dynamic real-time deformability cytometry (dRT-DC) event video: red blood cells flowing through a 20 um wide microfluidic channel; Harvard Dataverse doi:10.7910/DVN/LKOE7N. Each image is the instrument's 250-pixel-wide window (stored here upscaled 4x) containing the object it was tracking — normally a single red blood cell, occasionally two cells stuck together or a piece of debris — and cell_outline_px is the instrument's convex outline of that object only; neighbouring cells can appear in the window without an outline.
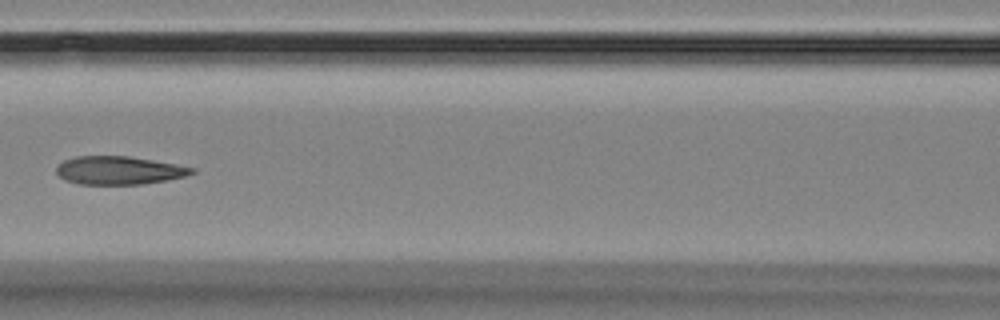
{"species": "Egyptian fruit bat (a non-hibernating species)", "species_latin": "Rousettus aegyptiacus", "temperature_condition": "room temperature", "stored_images_in_passage": 14, "camera_frame_rate_fps": 3000, "um_per_image_px": 0.085, "animal": {"sex": "female"}, "frame": {"image": 1, "passage_image": 5, "time_ms": 5.667, "image_size_px": [1000, 320], "cell_outline_px": [[196, 172], [184, 176], [168, 180], [144, 184], [76, 184], [64, 180], [56, 172], [56, 164], [64, 160], [76, 156], [128, 156], [176, 164], [196, 168]], "centroid_in_image_um": [10.09, 14.48], "position_along_channel_um": 156.5, "area_um2": 22.43}}
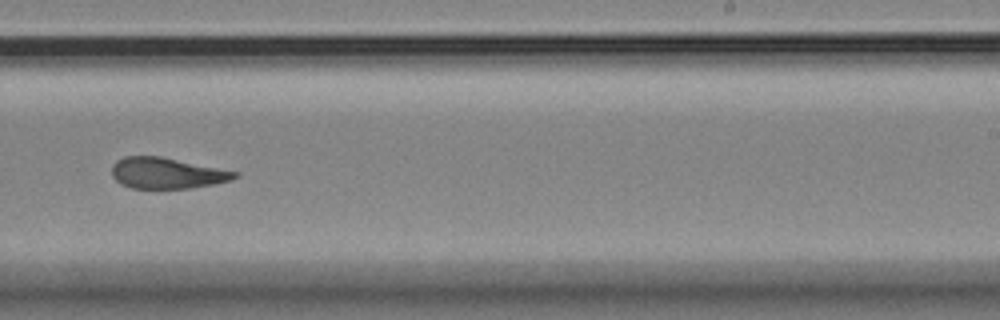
{"frame": {"image": 2, "passage_image": 8, "time_ms": 9.0, "image_size_px": [1000, 320], "cell_outline_px": [[240, 176], [232, 180], [212, 184], [188, 188], [132, 188], [120, 184], [112, 176], [112, 164], [116, 160], [124, 156], [160, 156], [240, 172]], "centroid_in_image_um": [14.18, 14.71], "position_along_channel_um": 274.8, "area_um2": 22.25}}
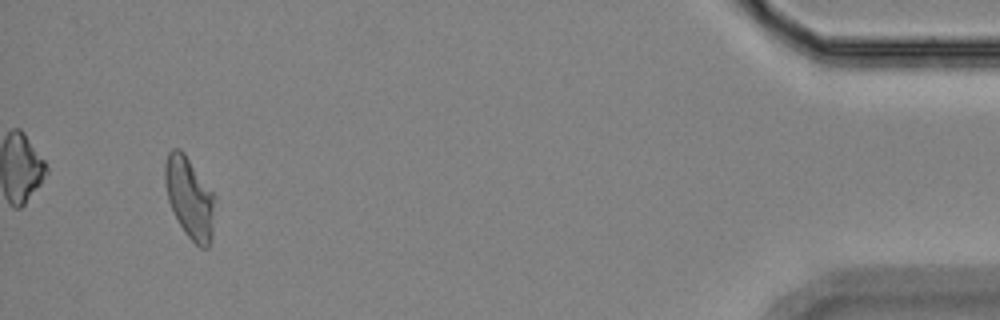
{"frame": {"image": 3, "passage_image": 13, "time_ms": 15.0, "image_size_px": [1000, 320], "cell_outline_px": [[216, 196], [212, 240], [208, 248], [200, 248], [184, 232], [168, 200], [164, 180], [164, 164], [168, 152], [172, 148], [180, 148], [184, 152]], "centroid_in_image_um": [16.13, 16.8], "position_along_channel_um": 419.1, "area_um2": 23.87}, "authors_computed_cell_mechanics": {"area_um2": 23.4957, "velocity_mm_per_s": 3.5781, "shape_relaxation_time_tau1_ms": null, "shape_relaxation_time_tau2_ms": 3.2624, "deformation_change_tau1": null, "deformation_change_tau2": 0.088}}